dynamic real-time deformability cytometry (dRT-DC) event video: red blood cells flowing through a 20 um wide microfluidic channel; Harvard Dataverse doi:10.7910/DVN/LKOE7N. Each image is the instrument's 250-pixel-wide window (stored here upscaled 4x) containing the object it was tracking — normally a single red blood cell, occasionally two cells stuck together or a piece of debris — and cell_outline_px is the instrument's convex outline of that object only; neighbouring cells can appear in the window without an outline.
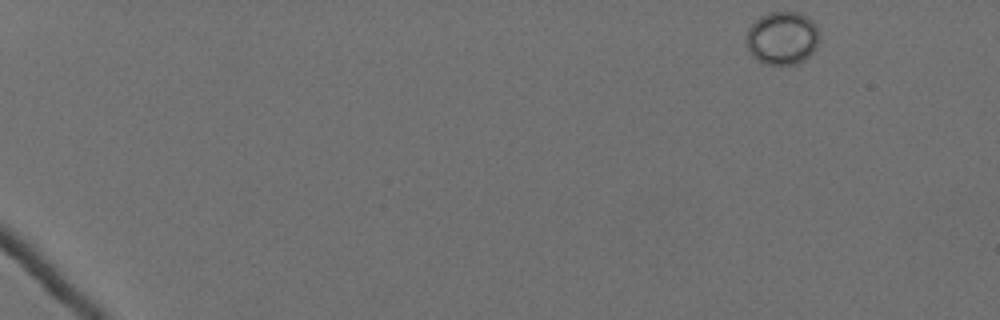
{"species": "Egyptian fruit bat (a non-hibernating species)", "species_latin": "Rousettus aegyptiacus", "temperature_condition": "cold", "stored_images_in_passage": 55, "camera_frame_rate_fps": 3000, "um_per_image_px": 0.085, "animal": {"sex": "female"}, "frame": {"image": 1, "passage_image": 1, "time_ms": 0.0, "image_size_px": [1000, 320], "cell_outline_px": [[820, 36], [816, 48], [804, 60], [796, 64], [764, 64], [752, 56], [748, 48], [748, 28], [760, 16], [768, 12], [800, 12], [808, 16], [816, 24], [820, 32]], "centroid_in_image_um": [66.54, 3.22], "position_along_channel_um": 18.5, "area_um2": 22.72}}
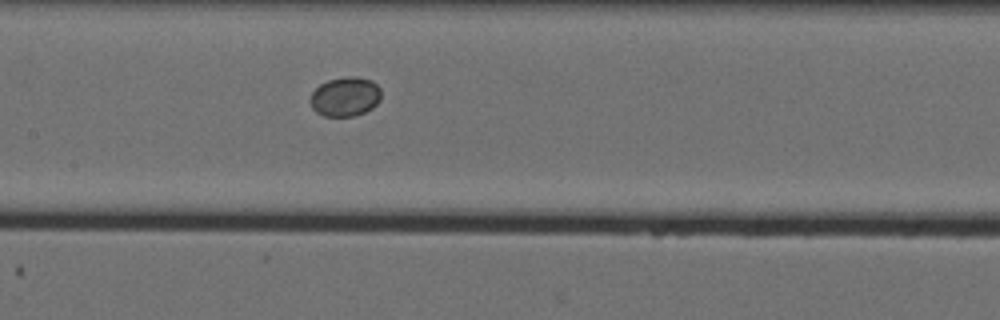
{"frame": {"image": 2, "passage_image": 28, "time_ms": 9.0, "image_size_px": [1000, 320], "cell_outline_px": [[380, 100], [372, 108], [364, 112], [352, 116], [324, 116], [316, 112], [312, 108], [312, 92], [320, 84], [328, 80], [348, 76], [356, 76], [372, 80], [380, 88]], "centroid_in_image_um": [29.36, 8.21], "position_along_channel_um": 178.0, "area_um2": 16.13}}
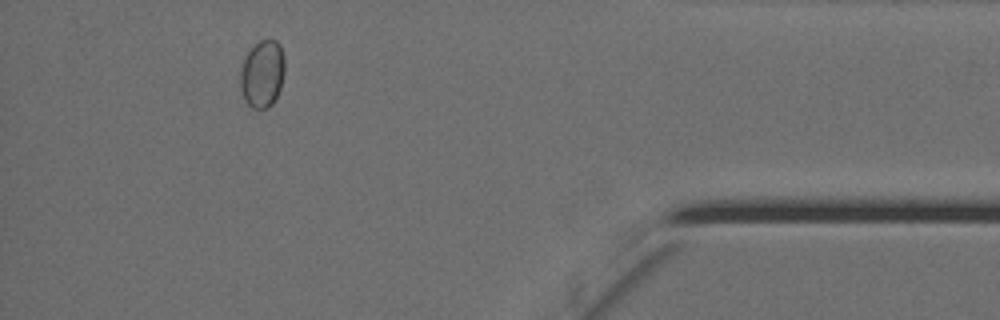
{"frame": {"image": 3, "passage_image": 51, "time_ms": 16.667, "image_size_px": [1000, 320], "cell_outline_px": [[284, 72], [280, 88], [272, 104], [268, 108], [252, 108], [244, 100], [240, 88], [240, 72], [244, 60], [248, 52], [260, 40], [276, 40], [280, 44], [284, 56]], "centroid_in_image_um": [22.3, 6.28], "position_along_channel_um": 412.9, "area_um2": 17.34}}